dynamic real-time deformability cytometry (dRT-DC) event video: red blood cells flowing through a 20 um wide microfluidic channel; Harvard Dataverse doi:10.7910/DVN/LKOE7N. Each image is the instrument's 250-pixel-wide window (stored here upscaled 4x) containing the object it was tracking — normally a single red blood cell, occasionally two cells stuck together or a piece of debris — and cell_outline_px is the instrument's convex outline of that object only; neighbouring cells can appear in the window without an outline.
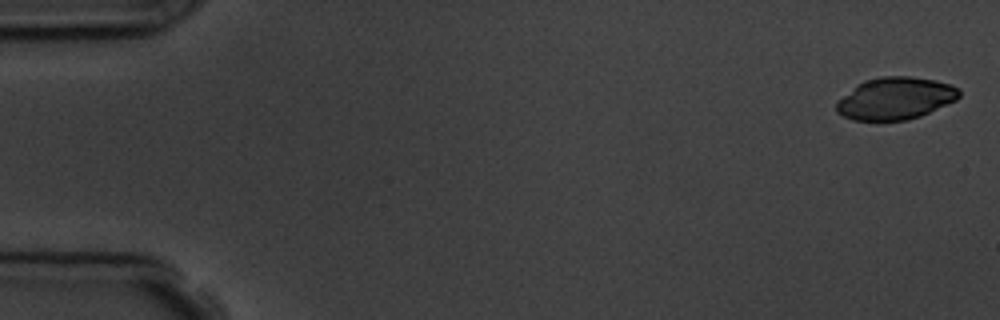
{"species": "common noctule bat (a hibernating species)", "species_latin": "Nyctalus noctula", "temperature_condition": "room temperature", "stored_images_in_passage": 5, "camera_frame_rate_fps": 3000, "um_per_image_px": 0.085, "animal": {"sex": "male", "body_mass_g": 19.5, "forearm_length_mm": 54.6}, "frame": {"image": 1, "passage_image": 1, "time_ms": 0.0, "image_size_px": [1000, 320], "cell_outline_px": [[960, 96], [956, 100], [920, 116], [908, 120], [852, 120], [836, 112], [836, 104], [856, 84], [864, 80], [880, 76], [912, 76], [936, 80], [952, 84], [960, 88]], "centroid_in_image_um": [76.14, 8.35], "position_along_channel_um": 8.9, "area_um2": 30.23}}